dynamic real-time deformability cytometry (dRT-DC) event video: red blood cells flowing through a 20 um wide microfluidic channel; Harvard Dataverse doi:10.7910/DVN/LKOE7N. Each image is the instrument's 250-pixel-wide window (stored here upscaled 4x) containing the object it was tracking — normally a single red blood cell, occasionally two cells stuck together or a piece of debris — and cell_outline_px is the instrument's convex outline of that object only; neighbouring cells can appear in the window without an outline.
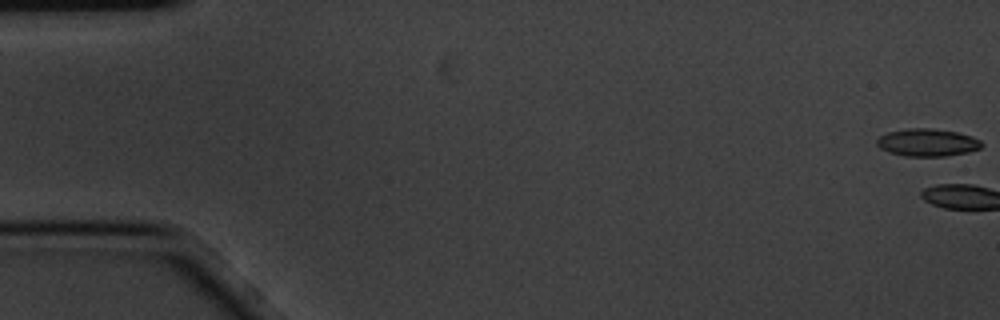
{"species": "common noctule bat (a hibernating species)", "species_latin": "Nyctalus noctula", "temperature_condition": "cold", "stored_images_in_passage": 5, "camera_frame_rate_fps": 3000, "um_per_image_px": 0.085, "animal": {"sex": "male", "body_mass_g": 20.1, "forearm_length_mm": 53.5}, "frame": {"image": 1, "passage_image": 1, "time_ms": 0.0, "image_size_px": [1000, 320], "cell_outline_px": [[984, 144], [980, 148], [968, 152], [944, 156], [904, 156], [888, 152], [880, 148], [876, 144], [876, 140], [880, 136], [888, 132], [908, 128], [932, 128], [956, 132], [972, 136], [980, 140]], "centroid_in_image_um": [78.82, 12.11], "position_along_channel_um": 6.2, "area_um2": 16.88}}